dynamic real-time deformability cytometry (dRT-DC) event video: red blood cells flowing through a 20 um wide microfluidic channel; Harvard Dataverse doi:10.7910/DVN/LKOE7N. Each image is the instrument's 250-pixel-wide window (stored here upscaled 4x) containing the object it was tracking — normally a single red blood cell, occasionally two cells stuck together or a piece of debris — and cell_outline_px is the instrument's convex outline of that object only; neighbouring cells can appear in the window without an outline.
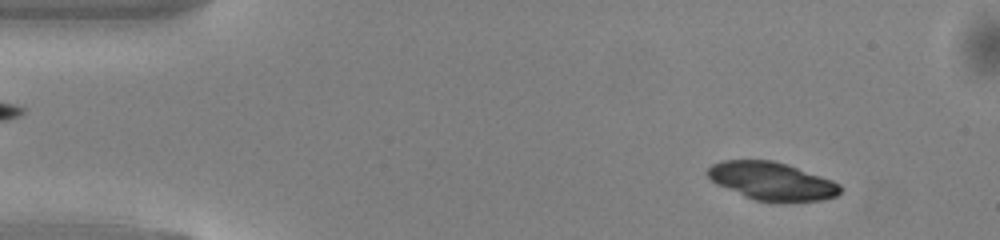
{"species": "common noctule bat (a hibernating species)", "species_latin": "Nyctalus noctula", "temperature_condition": "warm", "stored_images_in_passage": 48, "camera_frame_rate_fps": 3000, "um_per_image_px": 0.085, "animal": {"sex": "male", "body_mass_g": 13.0, "forearm_length_mm": 53.1}, "frame": {"image": 1, "passage_image": 5, "time_ms": 1.333, "image_size_px": [1000, 240], "cell_outline_px": [[840, 192], [832, 196], [808, 200], [764, 200], [752, 196], [724, 184], [716, 180], [708, 172], [716, 164], [732, 160], [764, 160], [780, 164], [828, 180], [836, 184], [840, 188]], "centroid_in_image_um": [65.65, 15.37], "position_along_channel_um": 19.4, "area_um2": 25.72}}
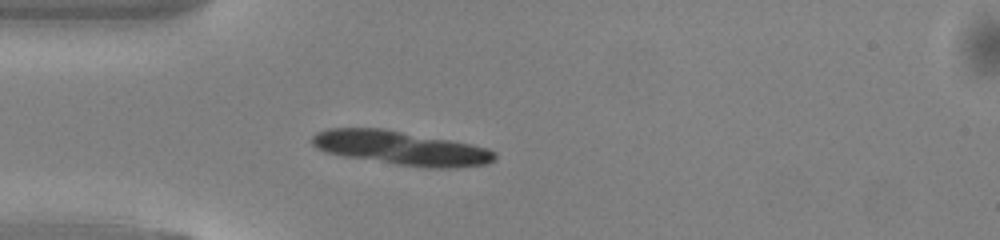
{"frame": {"image": 2, "passage_image": 13, "time_ms": 4.0, "image_size_px": [1000, 240], "cell_outline_px": [[492, 160], [472, 164], [416, 164], [336, 152], [324, 148], [316, 144], [316, 136], [324, 132], [348, 128], [352, 128], [392, 132], [460, 144], [480, 148], [492, 152]], "centroid_in_image_um": [34.03, 12.53], "position_along_channel_um": 51.0, "area_um2": 29.07}, "authors_computed_cell_mechanics": {"area_um2": 15.1436, "velocity_mm_per_s": 4.116, "shape_relaxation_time_tau1_ms": 5.6876, "shape_relaxation_time_tau2_ms": 5.4699, "deformation_change_tau1": 0.2571, "deformation_change_tau2": 0.1427}}